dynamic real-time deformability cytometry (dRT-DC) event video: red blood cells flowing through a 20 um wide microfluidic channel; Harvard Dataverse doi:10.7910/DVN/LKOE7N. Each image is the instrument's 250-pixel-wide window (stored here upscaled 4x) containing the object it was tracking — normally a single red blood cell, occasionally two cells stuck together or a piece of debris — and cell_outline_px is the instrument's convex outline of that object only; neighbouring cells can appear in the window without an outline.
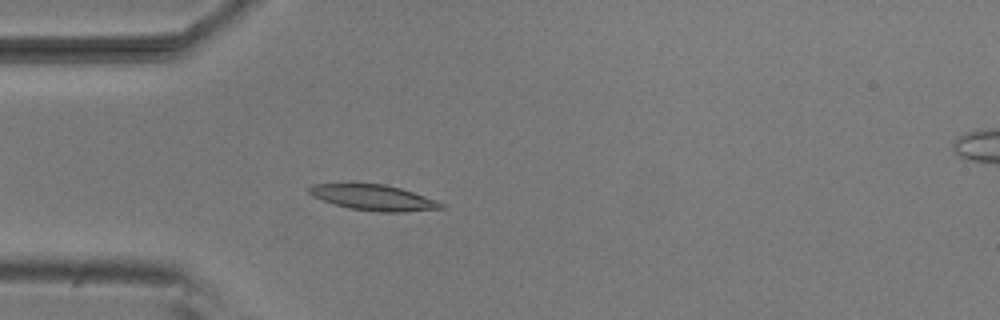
{"species": "common noctule bat (a hibernating species)", "species_latin": "Nyctalus noctula", "temperature_condition": "room temperature", "stored_images_in_passage": 21, "camera_frame_rate_fps": 3000, "um_per_image_px": 0.085, "animal": {"sex": "male", "body_mass_g": 20.5, "forearm_length_mm": 52.5}, "frame": {"image": 1, "passage_image": 4, "time_ms": 1.0, "image_size_px": [1000, 320], "cell_outline_px": [[444, 208], [404, 212], [376, 212], [348, 208], [312, 196], [304, 188], [312, 184], [384, 184], [400, 188], [436, 200], [444, 204]], "centroid_in_image_um": [31.72, 16.8], "position_along_channel_um": 53.3, "area_um2": 19.59}}
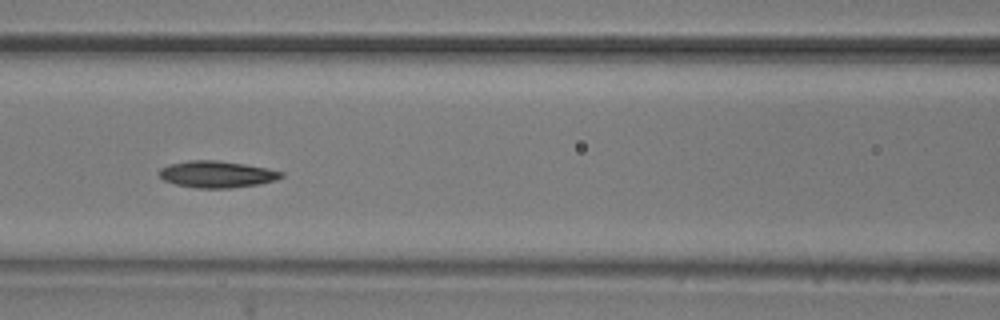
{"frame": {"image": 2, "passage_image": 12, "time_ms": 3.667, "image_size_px": [1000, 320], "cell_outline_px": [[284, 176], [276, 180], [260, 184], [228, 188], [196, 188], [176, 184], [164, 180], [156, 172], [160, 168], [168, 164], [192, 160], [216, 160], [244, 164], [268, 168], [284, 172]], "centroid_in_image_um": [18.43, 14.81], "position_along_channel_um": 148.2, "area_um2": 19.07}}
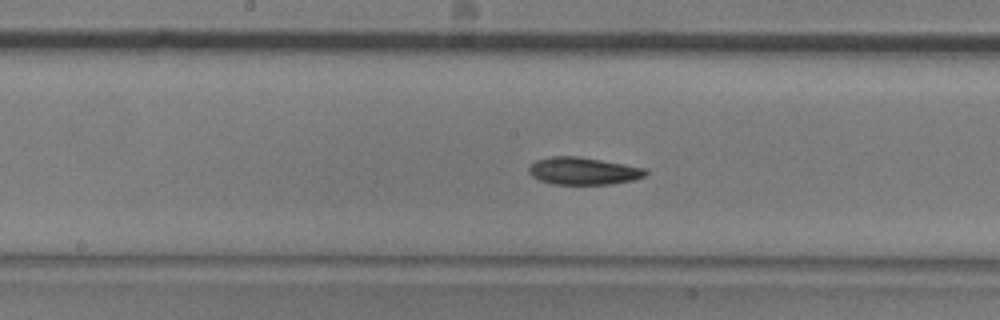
{"frame": {"image": 3, "passage_image": 16, "time_ms": 5.0, "image_size_px": [1000, 320], "cell_outline_px": [[648, 172], [644, 176], [632, 180], [612, 184], [552, 184], [540, 180], [532, 176], [528, 172], [528, 168], [536, 160], [552, 156], [576, 156], [600, 160], [644, 168]], "centroid_in_image_um": [49.54, 14.54], "position_along_channel_um": 198.7, "area_um2": 18.38}}